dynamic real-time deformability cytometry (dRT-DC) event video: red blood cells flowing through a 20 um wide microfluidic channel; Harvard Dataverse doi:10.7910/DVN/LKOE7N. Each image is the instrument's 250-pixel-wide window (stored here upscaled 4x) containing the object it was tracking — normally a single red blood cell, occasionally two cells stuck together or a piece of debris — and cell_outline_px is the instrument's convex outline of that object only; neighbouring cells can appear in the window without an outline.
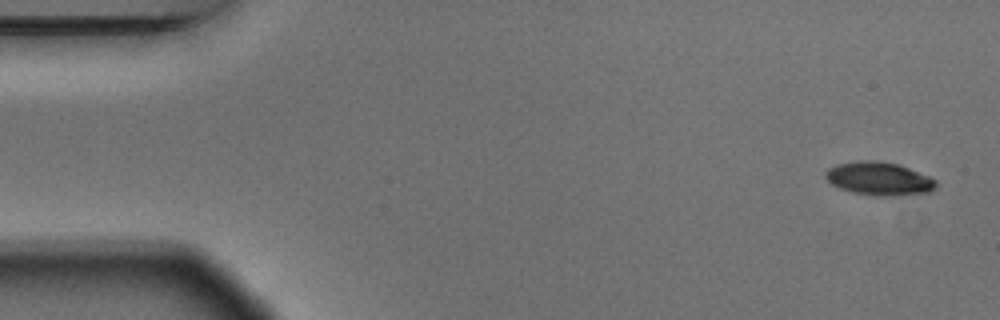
{"species": "Egyptian fruit bat (a non-hibernating species)", "species_latin": "Rousettus aegyptiacus", "temperature_condition": "warm", "stored_images_in_passage": 4, "camera_frame_rate_fps": 3000, "um_per_image_px": 0.085, "animal": {"sex": "male"}, "frame": {"image": 1, "passage_image": 1, "time_ms": 0.0, "image_size_px": [1000, 320], "cell_outline_px": [[936, 188], [932, 192], [896, 196], [880, 196], [852, 192], [840, 188], [832, 184], [824, 176], [824, 172], [828, 168], [836, 164], [860, 160], [872, 160], [896, 164], [908, 168], [928, 176], [936, 180]], "centroid_in_image_um": [74.71, 15.19], "position_along_channel_um": 10.3, "area_um2": 21.39}}
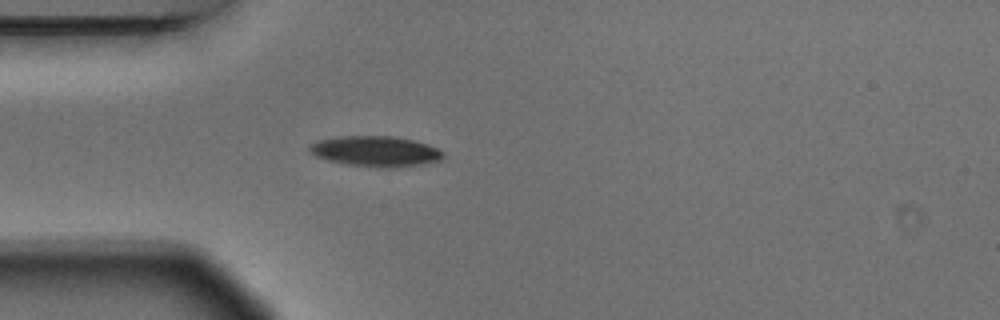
{"frame": {"image": 2, "passage_image": 4, "time_ms": 1.0, "image_size_px": [1000, 320], "cell_outline_px": [[444, 160], [396, 168], [380, 168], [348, 164], [328, 160], [316, 156], [308, 148], [312, 144], [320, 140], [340, 136], [392, 136], [412, 140], [428, 144], [444, 152]], "centroid_in_image_um": [31.98, 12.87], "position_along_channel_um": 53.0, "area_um2": 23.64}}